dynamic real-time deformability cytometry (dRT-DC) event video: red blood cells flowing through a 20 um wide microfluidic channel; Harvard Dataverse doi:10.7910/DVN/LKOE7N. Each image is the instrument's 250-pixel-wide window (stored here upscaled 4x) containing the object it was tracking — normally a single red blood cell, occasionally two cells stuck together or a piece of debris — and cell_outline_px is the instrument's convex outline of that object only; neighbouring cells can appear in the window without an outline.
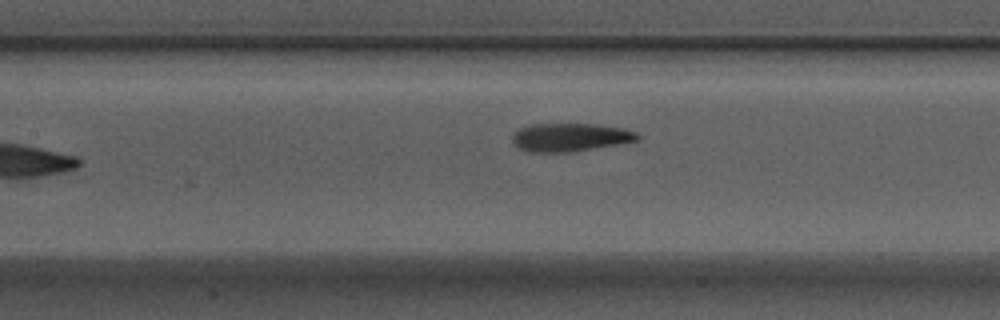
{"species": "Egyptian fruit bat (a non-hibernating species)", "species_latin": "Rousettus aegyptiacus", "temperature_condition": "warm", "stored_images_in_passage": 8, "camera_frame_rate_fps": 3000, "um_per_image_px": 0.085, "animal": {"sex": "male"}, "frame": {"image": 1, "passage_image": 6, "time_ms": 1.667, "image_size_px": [1000, 320], "cell_outline_px": [[640, 140], [572, 152], [528, 152], [520, 148], [512, 140], [512, 136], [520, 128], [532, 124], [596, 124], [624, 128], [636, 132], [640, 136]], "centroid_in_image_um": [48.49, 11.67], "position_along_channel_um": 158.9, "area_um2": 20.52}}
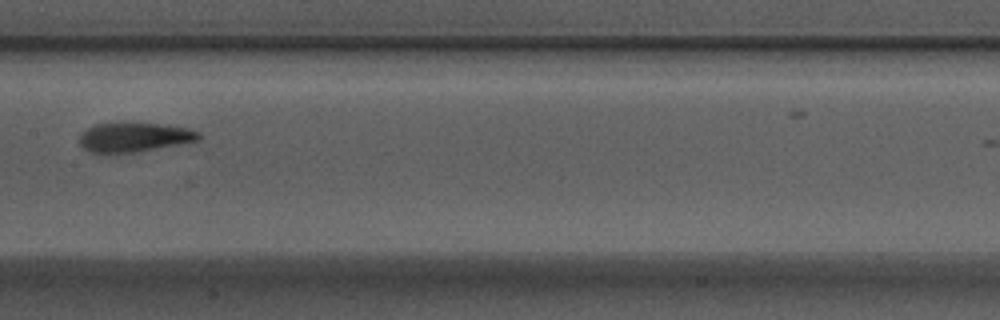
{"frame": {"image": 2, "passage_image": 7, "time_ms": 2.0, "image_size_px": [1000, 320], "cell_outline_px": [[200, 140], [136, 152], [112, 156], [92, 152], [84, 148], [80, 144], [80, 132], [96, 124], [120, 120], [160, 124], [188, 128], [200, 132]], "centroid_in_image_um": [11.34, 11.65], "position_along_channel_um": 196.1, "area_um2": 21.39}}